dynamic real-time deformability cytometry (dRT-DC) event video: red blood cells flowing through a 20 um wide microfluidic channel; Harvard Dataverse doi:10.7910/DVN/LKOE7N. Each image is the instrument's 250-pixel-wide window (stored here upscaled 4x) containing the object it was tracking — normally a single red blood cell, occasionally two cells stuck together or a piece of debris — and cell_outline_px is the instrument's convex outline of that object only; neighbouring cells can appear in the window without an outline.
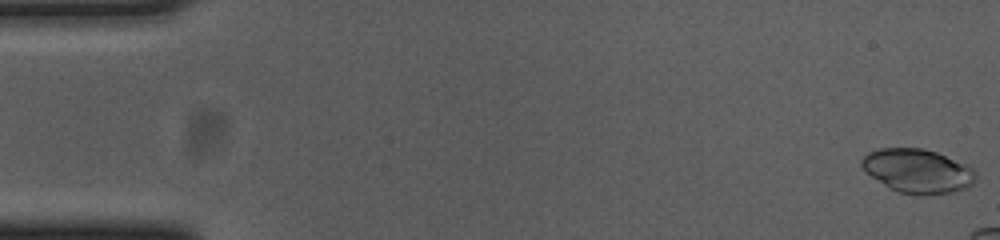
{"species": "common noctule bat (a hibernating species)", "species_latin": "Nyctalus noctula", "temperature_condition": "cold", "stored_images_in_passage": 48, "camera_frame_rate_fps": 3000, "um_per_image_px": 0.085, "animal": {"sex": "female", "body_mass_g": 23.0, "forearm_length_mm": 53.4}, "frame": {"image": 1, "passage_image": 1, "time_ms": 0.0, "image_size_px": [1000, 240], "cell_outline_px": [[976, 176], [972, 184], [964, 188], [948, 192], [924, 196], [920, 196], [900, 192], [888, 188], [872, 176], [860, 164], [860, 160], [868, 152], [880, 148], [924, 148], [936, 152], [968, 164], [976, 172]], "centroid_in_image_um": [78.0, 14.52], "position_along_channel_um": 7.0, "area_um2": 29.19}}
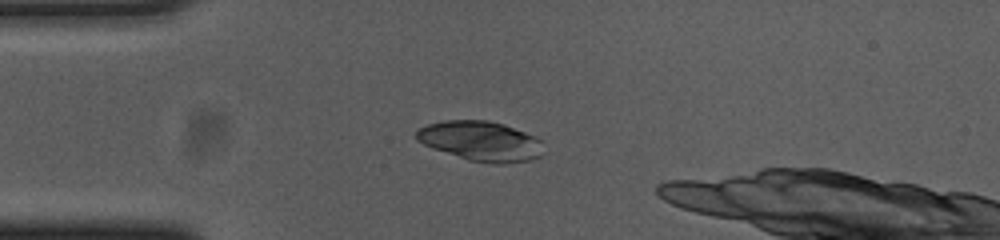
{"frame": {"image": 2, "passage_image": 14, "time_ms": 4.333, "image_size_px": [1000, 240], "cell_outline_px": [[540, 156], [528, 160], [504, 164], [496, 164], [468, 160], [432, 148], [416, 140], [416, 132], [420, 128], [428, 124], [444, 120], [488, 120], [504, 124], [536, 136], [540, 140]], "centroid_in_image_um": [40.83, 11.98], "position_along_channel_um": 44.2, "area_um2": 29.3}}